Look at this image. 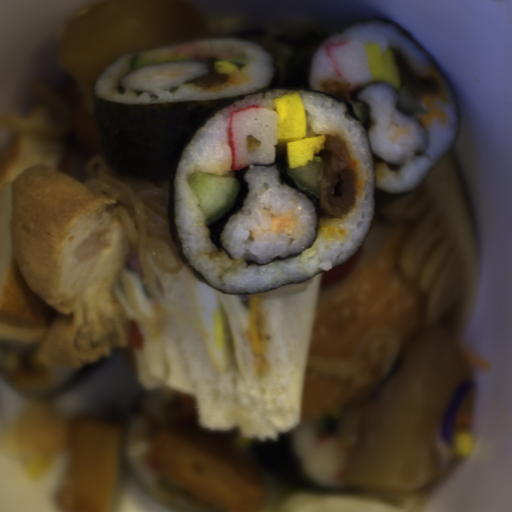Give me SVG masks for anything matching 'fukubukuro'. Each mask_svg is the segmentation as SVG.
I'll use <instances>...</instances> for the list:
<instances>
[{
    "mask_svg": "<svg viewBox=\"0 0 512 512\" xmlns=\"http://www.w3.org/2000/svg\"><path fill=\"white\" fill-rule=\"evenodd\" d=\"M118 201L46 166L10 184L13 256L30 290L53 309L34 355L45 367L77 370L130 340L115 295L131 242Z\"/></svg>",
    "mask_w": 512,
    "mask_h": 512,
    "instance_id": "cee8face",
    "label": "fukubukuro"
}]
</instances>
